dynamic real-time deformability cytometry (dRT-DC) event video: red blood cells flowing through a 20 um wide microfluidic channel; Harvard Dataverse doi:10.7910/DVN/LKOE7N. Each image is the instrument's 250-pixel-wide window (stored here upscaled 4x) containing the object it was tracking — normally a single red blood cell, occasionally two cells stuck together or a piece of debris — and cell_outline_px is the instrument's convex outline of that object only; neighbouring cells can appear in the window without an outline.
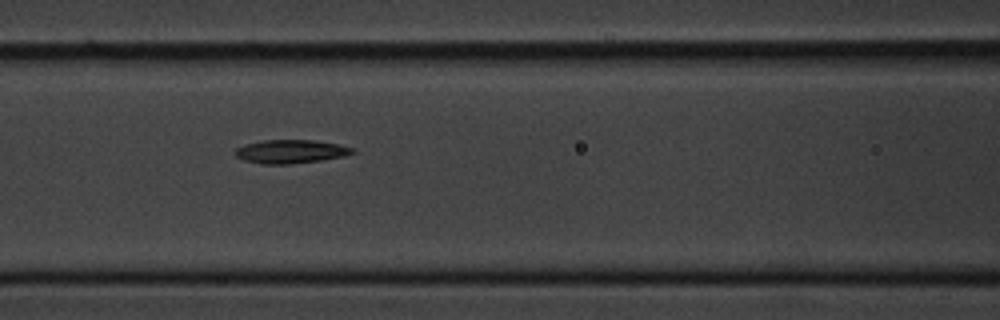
{"species": "common noctule bat (a hibernating species)", "species_latin": "Nyctalus noctula", "temperature_condition": "cold", "stored_images_in_passage": 5, "camera_frame_rate_fps": 3000, "um_per_image_px": 0.085, "animal": {"sex": "male", "body_mass_g": 20.1, "forearm_length_mm": 53.5}, "frame": {"image": 1, "passage_image": 4, "time_ms": 3.333, "image_size_px": [1000, 320], "cell_outline_px": [[356, 152], [344, 156], [320, 160], [288, 164], [260, 164], [244, 160], [236, 156], [236, 148], [244, 144], [264, 140], [316, 140], [336, 144], [352, 148]], "centroid_in_image_um": [24.68, 12.88], "position_along_channel_um": 141.9, "area_um2": 15.95}}
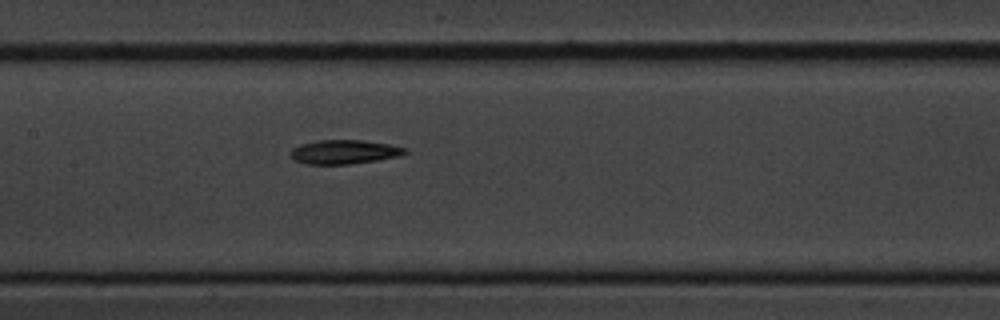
{"frame": {"image": 2, "passage_image": 5, "time_ms": 4.333, "image_size_px": [1000, 320], "cell_outline_px": [[408, 152], [400, 156], [376, 160], [348, 164], [308, 164], [296, 160], [288, 152], [292, 148], [300, 144], [316, 140], [360, 140], [388, 144], [408, 148]], "centroid_in_image_um": [29.26, 12.9], "position_along_channel_um": 178.1, "area_um2": 16.01}}